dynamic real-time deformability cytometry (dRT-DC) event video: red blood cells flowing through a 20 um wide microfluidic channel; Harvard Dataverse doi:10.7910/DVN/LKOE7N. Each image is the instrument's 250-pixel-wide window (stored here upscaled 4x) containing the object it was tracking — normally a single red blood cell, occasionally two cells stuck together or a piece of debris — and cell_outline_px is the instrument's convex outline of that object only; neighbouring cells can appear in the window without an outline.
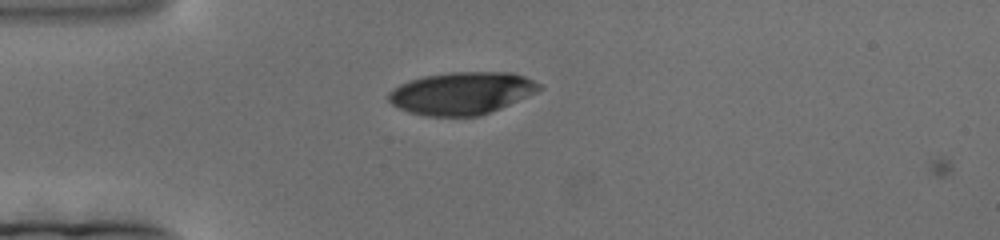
{"species": "human", "species_latin": "Homo sapiens", "temperature_condition": "cold", "stored_images_in_passage": 6, "camera_frame_rate_fps": 3000, "um_per_image_px": 0.085, "donor": {"sex": "female"}, "frame": {"image": 1, "passage_image": 5, "time_ms": 1.333, "image_size_px": [1000, 240], "cell_outline_px": [[544, 88], [536, 92], [500, 108], [480, 116], [428, 116], [408, 112], [392, 104], [388, 100], [388, 92], [392, 88], [400, 84], [424, 76], [452, 72], [512, 72], [524, 76], [540, 84]], "centroid_in_image_um": [39.24, 7.92], "position_along_channel_um": 45.8, "area_um2": 37.11}}